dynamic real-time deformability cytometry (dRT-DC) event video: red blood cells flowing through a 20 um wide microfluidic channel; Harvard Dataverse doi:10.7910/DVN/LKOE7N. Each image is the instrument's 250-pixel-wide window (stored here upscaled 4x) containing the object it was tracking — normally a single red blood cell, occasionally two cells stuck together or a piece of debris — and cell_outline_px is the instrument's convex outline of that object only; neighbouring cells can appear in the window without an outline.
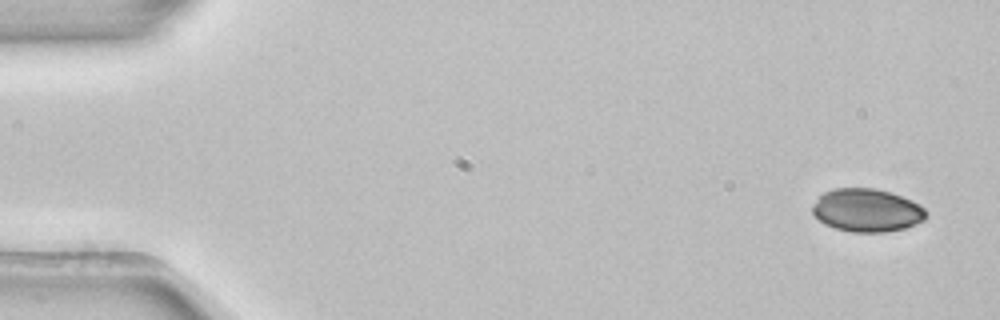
{"species": "common noctule bat (a hibernating species)", "species_latin": "Nyctalus noctula", "temperature_condition": "room temperature", "stored_images_in_passage": 4, "camera_frame_rate_fps": 3000, "um_per_image_px": 0.085, "animal": {"sex": "female", "body_mass_g": 22.7, "forearm_length_mm": 54.2}, "frame": {"image": 1, "passage_image": 1, "time_ms": 0.0, "image_size_px": [1000, 320], "cell_outline_px": [[924, 220], [916, 224], [904, 228], [884, 232], [852, 232], [836, 228], [824, 224], [812, 212], [812, 204], [824, 192], [836, 188], [876, 188], [892, 192], [912, 200], [920, 204], [924, 208]], "centroid_in_image_um": [73.68, 17.86], "position_along_channel_um": 11.3, "area_um2": 28.5}}
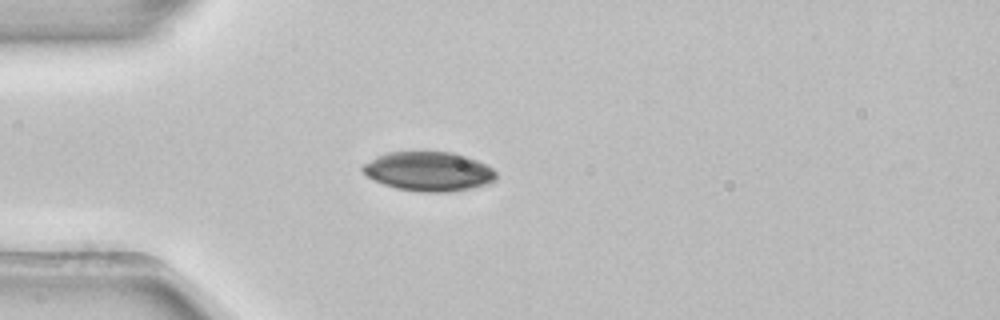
{"frame": {"image": 2, "passage_image": 4, "time_ms": 1.0, "image_size_px": [1000, 320], "cell_outline_px": [[496, 180], [484, 184], [468, 188], [448, 192], [420, 192], [396, 188], [384, 184], [368, 176], [360, 168], [364, 164], [376, 156], [384, 152], [452, 152], [468, 156], [492, 168], [496, 172]], "centroid_in_image_um": [36.42, 14.56], "position_along_channel_um": 48.6, "area_um2": 30.35}}